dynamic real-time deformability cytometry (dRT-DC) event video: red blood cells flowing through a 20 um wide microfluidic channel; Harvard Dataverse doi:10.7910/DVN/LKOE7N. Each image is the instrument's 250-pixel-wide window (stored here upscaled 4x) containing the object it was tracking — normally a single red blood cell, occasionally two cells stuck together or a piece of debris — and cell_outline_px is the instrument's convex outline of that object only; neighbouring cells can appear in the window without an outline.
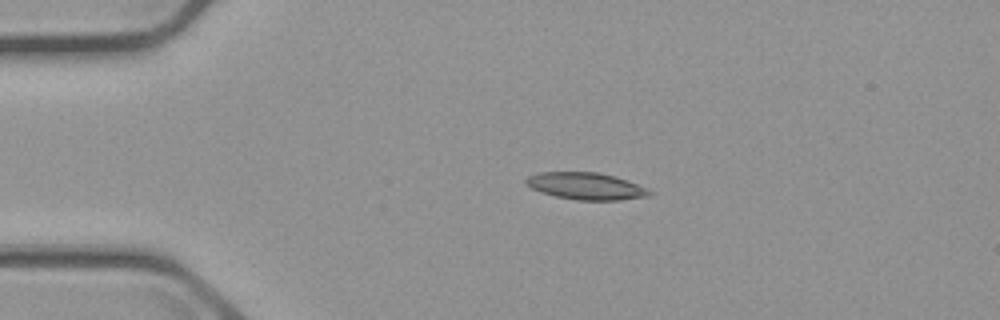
{"species": "common noctule bat (a hibernating species)", "species_latin": "Nyctalus noctula", "temperature_condition": "cold", "stored_images_in_passage": 4, "camera_frame_rate_fps": 3000, "um_per_image_px": 0.085, "animal": {"sex": "male", "body_mass_g": 23.1, "forearm_length_mm": 52.7}, "frame": {"image": 1, "passage_image": 3, "time_ms": 2.333, "image_size_px": [1000, 320], "cell_outline_px": [[652, 192], [648, 196], [620, 200], [576, 200], [556, 196], [540, 192], [524, 184], [524, 180], [528, 176], [540, 172], [596, 172], [628, 180]], "centroid_in_image_um": [49.74, 15.82], "position_along_channel_um": 35.3, "area_um2": 19.25}}